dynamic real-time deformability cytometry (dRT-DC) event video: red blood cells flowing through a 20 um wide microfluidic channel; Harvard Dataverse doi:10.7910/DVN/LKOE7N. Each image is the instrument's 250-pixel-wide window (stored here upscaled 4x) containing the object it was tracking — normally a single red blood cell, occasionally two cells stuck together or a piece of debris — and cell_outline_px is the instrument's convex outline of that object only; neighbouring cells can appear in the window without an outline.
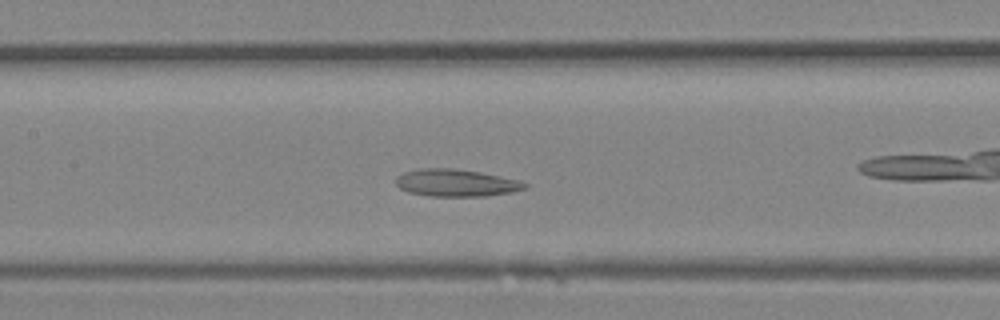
{"species": "Egyptian fruit bat (a non-hibernating species)", "species_latin": "Rousettus aegyptiacus", "temperature_condition": "room temperature", "stored_images_in_passage": 29, "camera_frame_rate_fps": 3000, "um_per_image_px": 0.085, "animal": {"sex": "female"}, "frame": {"image": 1, "passage_image": 11, "time_ms": 3.333, "image_size_px": [1000, 320], "cell_outline_px": [[528, 188], [512, 192], [484, 196], [428, 196], [408, 192], [400, 188], [396, 184], [396, 176], [404, 172], [420, 168], [452, 168], [480, 172], [500, 176], [516, 180], [528, 184]], "centroid_in_image_um": [38.74, 15.54], "position_along_channel_um": 168.7, "area_um2": 20.46}}
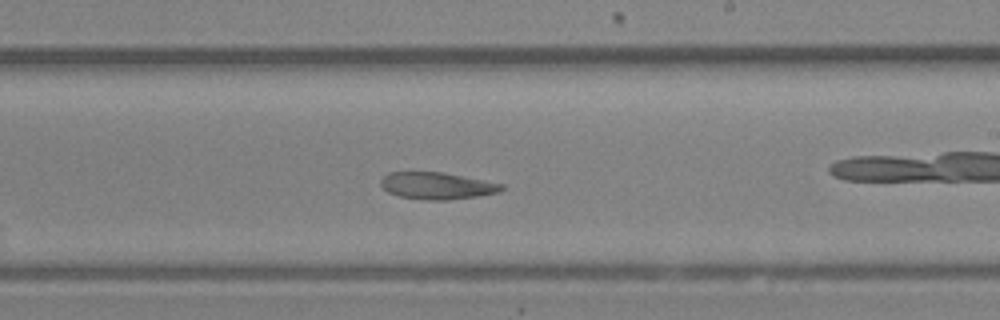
{"frame": {"image": 2, "passage_image": 15, "time_ms": 4.667, "image_size_px": [1000, 320], "cell_outline_px": [[504, 188], [500, 192], [476, 196], [448, 200], [424, 200], [400, 196], [388, 192], [380, 184], [380, 180], [388, 172], [444, 172], [504, 184]], "centroid_in_image_um": [37.15, 15.78], "position_along_channel_um": 251.9, "area_um2": 18.96}}
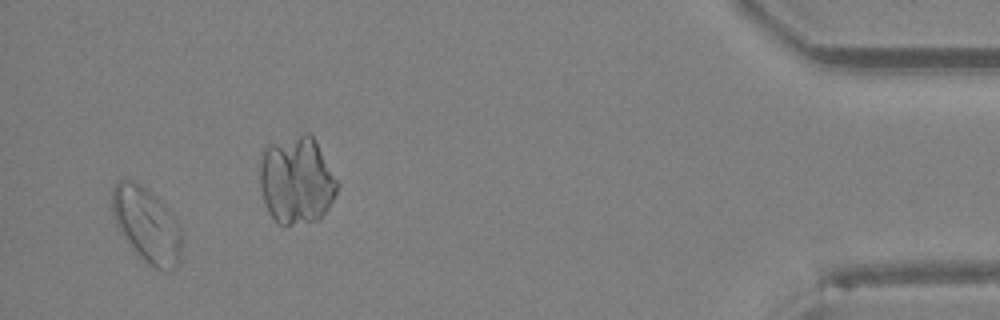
{"frame": {"image": 3, "passage_image": 27, "time_ms": 8.667, "image_size_px": [1000, 320], "cell_outline_px": [[180, 264], [176, 268], [156, 268], [148, 264], [132, 248], [116, 224], [112, 212], [112, 188], [116, 180], [136, 180], [168, 208], [176, 220], [180, 228]], "centroid_in_image_um": [12.45, 19.07], "position_along_channel_um": 422.7, "area_um2": 29.94}}